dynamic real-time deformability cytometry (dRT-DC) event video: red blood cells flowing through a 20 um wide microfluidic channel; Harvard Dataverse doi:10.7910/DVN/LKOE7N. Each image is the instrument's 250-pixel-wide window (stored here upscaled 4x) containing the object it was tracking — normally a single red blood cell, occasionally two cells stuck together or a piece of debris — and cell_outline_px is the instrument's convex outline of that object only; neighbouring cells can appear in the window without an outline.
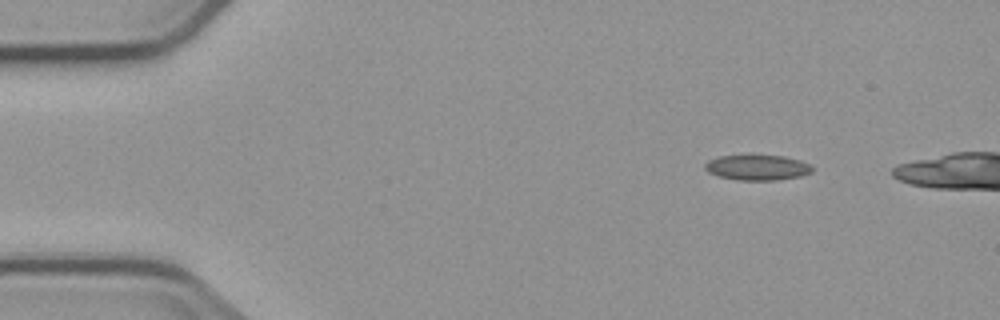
{"species": "common noctule bat (a hibernating species)", "species_latin": "Nyctalus noctula", "temperature_condition": "cold", "stored_images_in_passage": 3, "camera_frame_rate_fps": 3000, "um_per_image_px": 0.085, "animal": {"sex": "male", "body_mass_g": 23.1, "forearm_length_mm": 52.7}, "frame": {"image": 1, "passage_image": 1, "time_ms": 0.0, "image_size_px": [1000, 320], "cell_outline_px": [[812, 172], [800, 176], [776, 180], [740, 180], [720, 176], [708, 172], [704, 168], [704, 164], [708, 160], [720, 156], [752, 152], [784, 156], [800, 160], [808, 164], [812, 168]], "centroid_in_image_um": [64.34, 14.18], "position_along_channel_um": 20.7, "area_um2": 16.47}}